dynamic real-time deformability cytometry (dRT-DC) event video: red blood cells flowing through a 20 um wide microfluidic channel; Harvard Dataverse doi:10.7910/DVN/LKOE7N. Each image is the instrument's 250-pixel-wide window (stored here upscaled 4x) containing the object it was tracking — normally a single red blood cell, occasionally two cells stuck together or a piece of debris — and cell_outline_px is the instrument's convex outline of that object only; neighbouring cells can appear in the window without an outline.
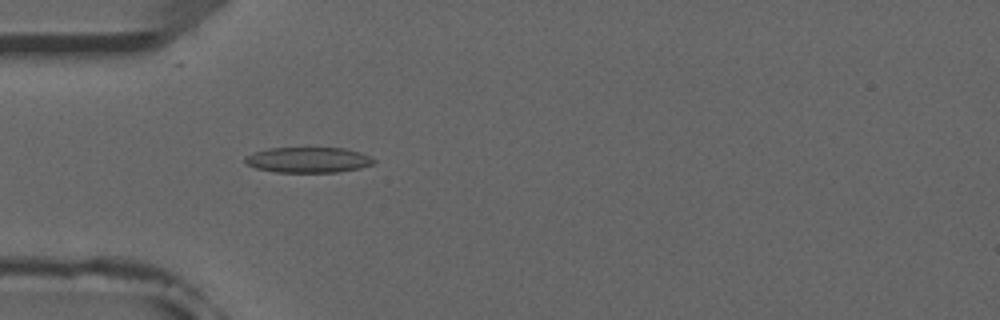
{"species": "common noctule bat (a hibernating species)", "species_latin": "Nyctalus noctula", "temperature_condition": "room temperature", "stored_images_in_passage": 52, "camera_frame_rate_fps": 3000, "um_per_image_px": 0.085, "animal": {"sex": "male", "forearm_length_mm": 52.5}, "frame": {"image": 1, "passage_image": 16, "time_ms": 5.0, "image_size_px": [1000, 320], "cell_outline_px": [[376, 160], [372, 164], [360, 168], [336, 172], [276, 172], [256, 168], [244, 164], [244, 156], [268, 148], [344, 148], [360, 152]], "centroid_in_image_um": [26.16, 13.59], "position_along_channel_um": 58.8, "area_um2": 19.07}}
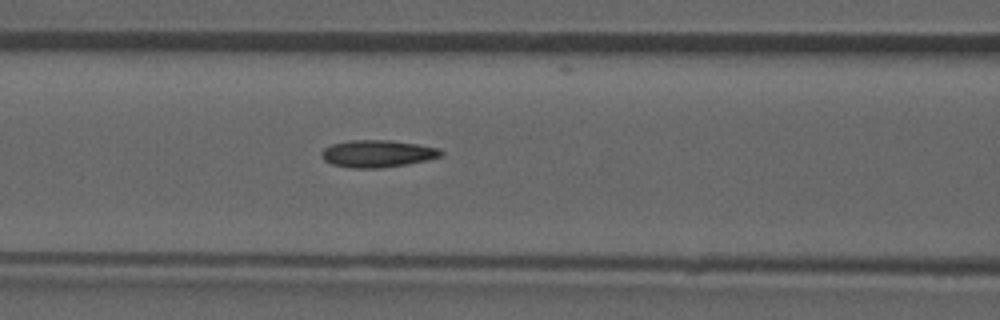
{"frame": {"image": 2, "passage_image": 22, "time_ms": 7.0, "image_size_px": [1000, 320], "cell_outline_px": [[444, 156], [408, 164], [380, 168], [348, 168], [332, 164], [324, 160], [320, 156], [320, 152], [324, 148], [332, 144], [348, 140], [392, 140], [440, 148], [444, 152]], "centroid_in_image_um": [32.08, 13.06], "position_along_channel_um": 134.5, "area_um2": 19.19}}
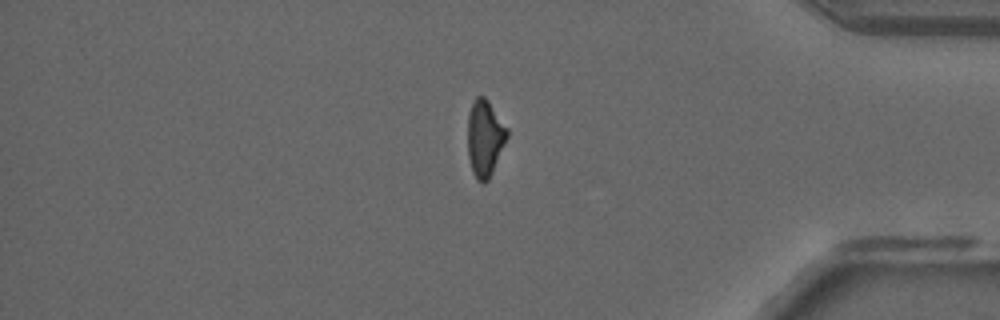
{"frame": {"image": 3, "passage_image": 44, "time_ms": 14.333, "image_size_px": [1000, 320], "cell_outline_px": [[508, 136], [492, 172], [488, 180], [484, 184], [476, 180], [472, 172], [468, 156], [468, 112], [472, 100], [476, 96], [484, 96], [488, 100], [508, 128]], "centroid_in_image_um": [41.2, 11.72], "position_along_channel_um": 394.0, "area_um2": 17.74}, "authors_computed_cell_mechanics": {"area_um2": 18.3515, "velocity_mm_per_s": 3.9288, "shape_relaxation_time_tau1_ms": null, "shape_relaxation_time_tau2_ms": 3.5601, "deformation_change_tau1": null, "deformation_change_tau2": 0.1154}}